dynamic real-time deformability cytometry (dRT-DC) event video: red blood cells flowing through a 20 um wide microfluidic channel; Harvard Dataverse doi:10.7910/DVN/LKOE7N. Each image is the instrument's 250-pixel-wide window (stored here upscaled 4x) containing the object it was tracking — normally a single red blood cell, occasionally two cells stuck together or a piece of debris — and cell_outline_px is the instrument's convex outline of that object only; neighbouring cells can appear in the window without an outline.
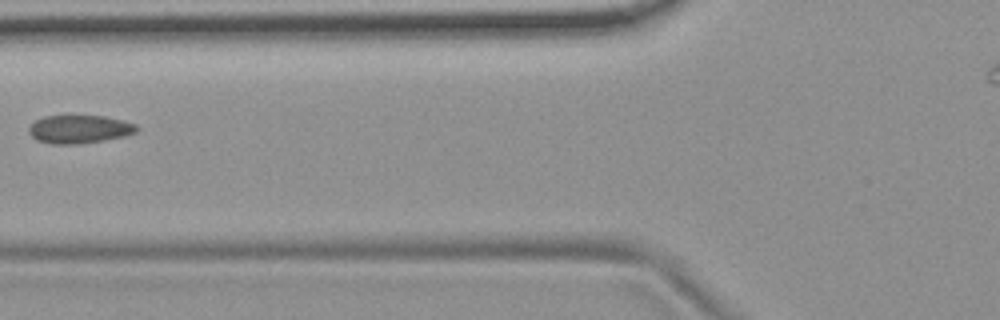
{"species": "common noctule bat (a hibernating species)", "species_latin": "Nyctalus noctula", "temperature_condition": "room temperature", "stored_images_in_passage": 3, "camera_frame_rate_fps": 3000, "um_per_image_px": 0.085, "animal": {"sex": "female", "body_mass_g": 19.9}, "frame": {"image": 1, "passage_image": 2, "time_ms": 1.333, "image_size_px": [1000, 320], "cell_outline_px": [[140, 128], [136, 132], [124, 136], [104, 140], [80, 144], [52, 144], [36, 140], [28, 132], [28, 128], [36, 120], [44, 116], [104, 116], [124, 120], [136, 124]], "centroid_in_image_um": [6.76, 10.98], "position_along_channel_um": 119.0, "area_um2": 17.8}}
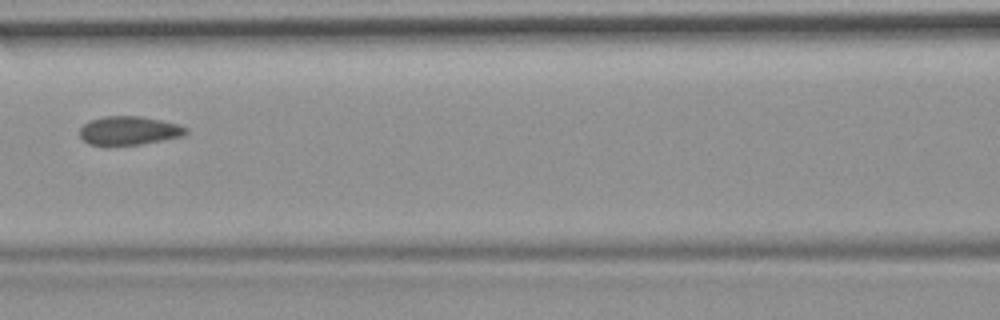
{"frame": {"image": 2, "passage_image": 3, "time_ms": 2.333, "image_size_px": [1000, 320], "cell_outline_px": [[188, 132], [180, 136], [140, 144], [88, 144], [80, 136], [80, 128], [84, 124], [92, 120], [104, 116], [140, 116], [160, 120], [176, 124], [188, 128]], "centroid_in_image_um": [10.95, 11.08], "position_along_channel_um": 155.6, "area_um2": 17.22}}